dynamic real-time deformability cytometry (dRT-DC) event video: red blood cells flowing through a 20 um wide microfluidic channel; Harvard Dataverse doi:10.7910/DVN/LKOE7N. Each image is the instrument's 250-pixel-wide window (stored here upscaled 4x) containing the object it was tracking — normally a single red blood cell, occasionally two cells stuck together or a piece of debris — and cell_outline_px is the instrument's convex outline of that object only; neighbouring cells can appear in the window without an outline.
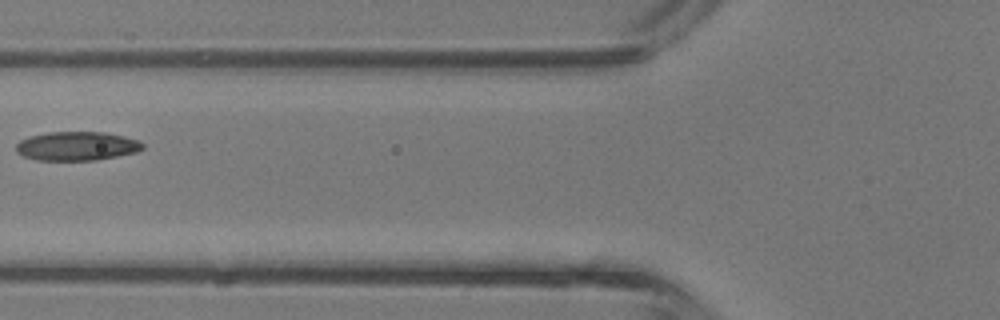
{"species": "common noctule bat (a hibernating species)", "species_latin": "Nyctalus noctula", "temperature_condition": "room temperature", "stored_images_in_passage": 4, "camera_frame_rate_fps": 3000, "um_per_image_px": 0.085, "animal": {"sex": "male", "body_mass_g": 13.3}, "frame": {"image": 1, "passage_image": 4, "time_ms": 1.0, "image_size_px": [1000, 320], "cell_outline_px": [[144, 148], [136, 152], [96, 160], [36, 160], [24, 156], [16, 152], [16, 144], [20, 140], [28, 136], [48, 132], [104, 132], [124, 136], [140, 140], [144, 144]], "centroid_in_image_um": [6.53, 12.41], "position_along_channel_um": 119.3, "area_um2": 21.44}}